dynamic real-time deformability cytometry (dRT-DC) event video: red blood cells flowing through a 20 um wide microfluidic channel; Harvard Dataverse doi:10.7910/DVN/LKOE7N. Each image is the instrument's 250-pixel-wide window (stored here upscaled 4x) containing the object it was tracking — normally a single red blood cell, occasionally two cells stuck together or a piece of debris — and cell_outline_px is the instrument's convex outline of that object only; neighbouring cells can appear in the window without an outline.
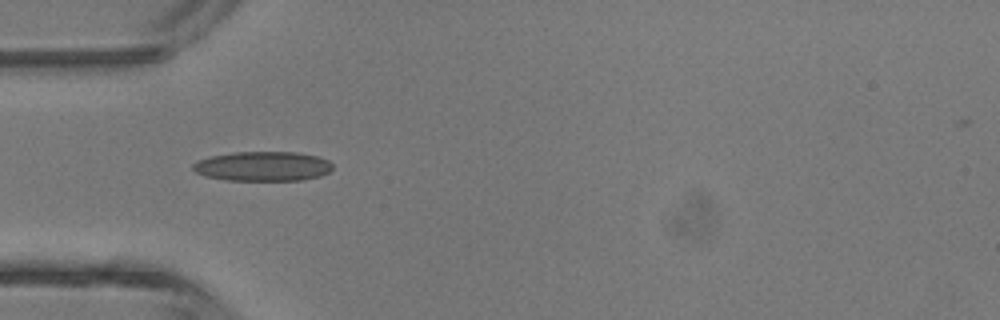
{"species": "common noctule bat (a hibernating species)", "species_latin": "Nyctalus noctula", "temperature_condition": "room temperature", "stored_images_in_passage": 5, "camera_frame_rate_fps": 3000, "um_per_image_px": 0.085, "animal": {"sex": "male", "body_mass_g": 13.3}, "frame": {"image": 1, "passage_image": 4, "time_ms": 3.333, "image_size_px": [1000, 320], "cell_outline_px": [[332, 168], [328, 172], [320, 176], [300, 180], [228, 180], [204, 176], [196, 172], [192, 168], [192, 164], [196, 160], [212, 156], [232, 152], [296, 152], [316, 156], [328, 160], [332, 164]], "centroid_in_image_um": [22.31, 14.13], "position_along_channel_um": 62.7, "area_um2": 24.04}}
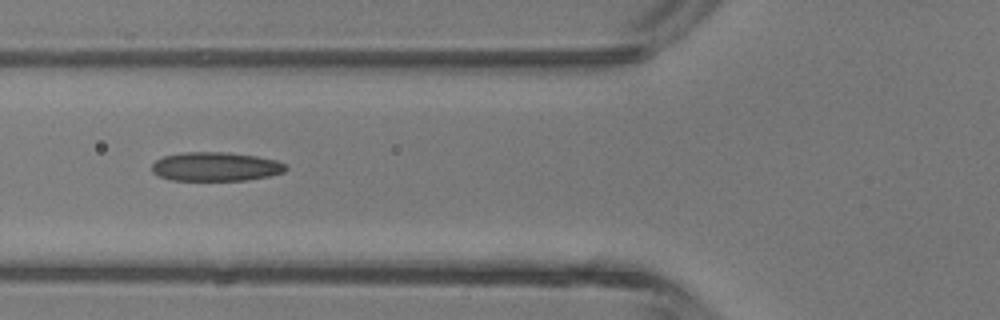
{"frame": {"image": 2, "passage_image": 5, "time_ms": 4.333, "image_size_px": [1000, 320], "cell_outline_px": [[288, 168], [284, 172], [268, 176], [244, 180], [172, 180], [160, 176], [152, 172], [152, 164], [156, 160], [164, 156], [184, 152], [224, 152], [256, 156], [276, 160], [288, 164]], "centroid_in_image_um": [18.35, 14.16], "position_along_channel_um": 107.4, "area_um2": 22.54}}